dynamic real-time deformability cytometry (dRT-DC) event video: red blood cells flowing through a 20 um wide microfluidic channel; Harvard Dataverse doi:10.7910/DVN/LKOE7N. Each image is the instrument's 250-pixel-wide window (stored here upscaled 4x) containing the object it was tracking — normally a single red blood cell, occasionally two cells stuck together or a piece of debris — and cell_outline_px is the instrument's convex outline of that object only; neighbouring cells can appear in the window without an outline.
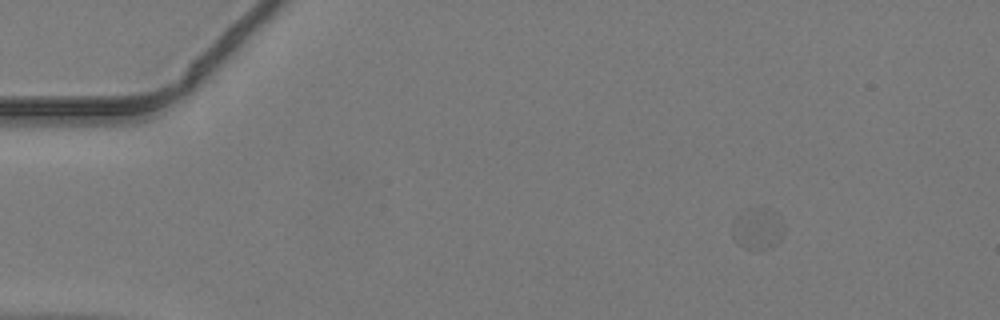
{"species": "common noctule bat (a hibernating species)", "species_latin": "Nyctalus noctula", "temperature_condition": "warm", "stored_images_in_passage": 43, "camera_frame_rate_fps": 3000, "um_per_image_px": 0.085, "animal": {"sex": "male", "body_mass_g": 19.2, "forearm_length_mm": 51.8}, "frame": {"image": 1, "passage_image": 1, "time_ms": 0.0, "image_size_px": [1000, 320], "cell_outline_px": [[780, 240], [772, 248], [760, 252], [752, 252], [736, 244], [732, 236], [732, 224], [740, 212], [748, 208], [760, 208], [764, 212], [780, 236]], "centroid_in_image_um": [64.13, 19.63], "position_along_channel_um": 20.9, "area_um2": 11.21}}
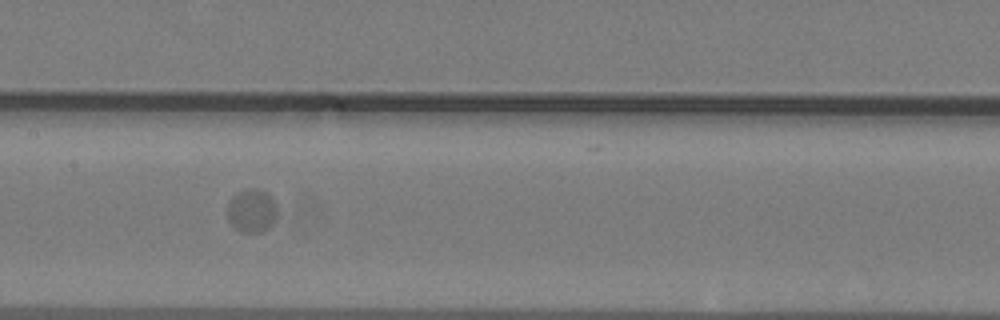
{"frame": {"image": 2, "passage_image": 19, "time_ms": 6.0, "image_size_px": [1000, 320], "cell_outline_px": [[276, 220], [264, 232], [240, 232], [228, 220], [224, 208], [228, 200], [232, 196], [248, 188], [260, 188], [268, 192], [272, 196], [276, 204]], "centroid_in_image_um": [21.38, 17.89], "position_along_channel_um": 186.0, "area_um2": 13.12}}
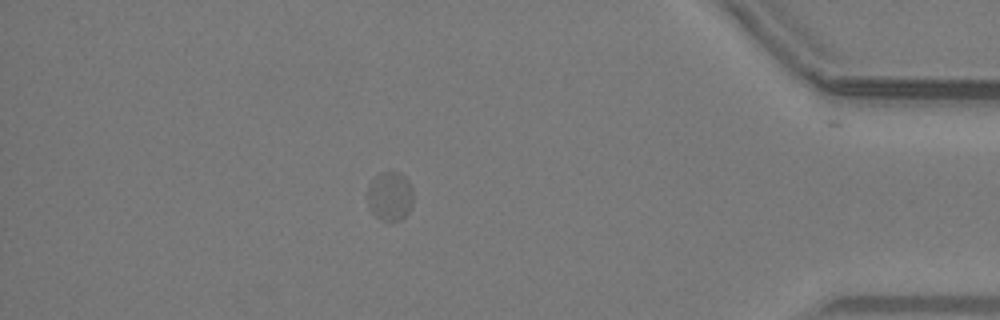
{"frame": {"image": 3, "passage_image": 37, "time_ms": 12.0, "image_size_px": [1000, 320], "cell_outline_px": [[412, 204], [408, 212], [400, 220], [380, 220], [372, 212], [368, 204], [368, 184], [380, 172], [400, 172], [408, 180], [412, 188]], "centroid_in_image_um": [33.14, 16.66], "position_along_channel_um": 402.1, "area_um2": 13.01}}